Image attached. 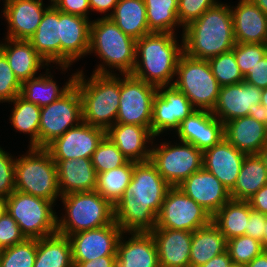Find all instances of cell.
Segmentation results:
<instances>
[{
    "label": "cell",
    "mask_w": 267,
    "mask_h": 267,
    "mask_svg": "<svg viewBox=\"0 0 267 267\" xmlns=\"http://www.w3.org/2000/svg\"><path fill=\"white\" fill-rule=\"evenodd\" d=\"M171 186L150 161L134 162L129 186L114 205V220L124 233L151 232Z\"/></svg>",
    "instance_id": "6da1fadb"
},
{
    "label": "cell",
    "mask_w": 267,
    "mask_h": 267,
    "mask_svg": "<svg viewBox=\"0 0 267 267\" xmlns=\"http://www.w3.org/2000/svg\"><path fill=\"white\" fill-rule=\"evenodd\" d=\"M231 9L218 2L183 28V52L192 58L208 60L231 51L236 43Z\"/></svg>",
    "instance_id": "7a4b0ae2"
},
{
    "label": "cell",
    "mask_w": 267,
    "mask_h": 267,
    "mask_svg": "<svg viewBox=\"0 0 267 267\" xmlns=\"http://www.w3.org/2000/svg\"><path fill=\"white\" fill-rule=\"evenodd\" d=\"M82 72H76L74 82L82 101V121L107 130L116 123L121 97L120 78L102 64L89 80Z\"/></svg>",
    "instance_id": "3957f363"
},
{
    "label": "cell",
    "mask_w": 267,
    "mask_h": 267,
    "mask_svg": "<svg viewBox=\"0 0 267 267\" xmlns=\"http://www.w3.org/2000/svg\"><path fill=\"white\" fill-rule=\"evenodd\" d=\"M183 53V43L178 46L174 34L150 32L136 40V61L131 74L156 87L170 86Z\"/></svg>",
    "instance_id": "277c9868"
},
{
    "label": "cell",
    "mask_w": 267,
    "mask_h": 267,
    "mask_svg": "<svg viewBox=\"0 0 267 267\" xmlns=\"http://www.w3.org/2000/svg\"><path fill=\"white\" fill-rule=\"evenodd\" d=\"M60 198L67 212V217L57 218V233L63 236L100 228L115 221L114 206L96 190L73 192Z\"/></svg>",
    "instance_id": "5b68a950"
},
{
    "label": "cell",
    "mask_w": 267,
    "mask_h": 267,
    "mask_svg": "<svg viewBox=\"0 0 267 267\" xmlns=\"http://www.w3.org/2000/svg\"><path fill=\"white\" fill-rule=\"evenodd\" d=\"M15 190L54 202L61 196L57 164L45 148L30 147L15 159Z\"/></svg>",
    "instance_id": "8992f818"
},
{
    "label": "cell",
    "mask_w": 267,
    "mask_h": 267,
    "mask_svg": "<svg viewBox=\"0 0 267 267\" xmlns=\"http://www.w3.org/2000/svg\"><path fill=\"white\" fill-rule=\"evenodd\" d=\"M95 51L103 63L131 74L136 61V40L125 34L109 17L91 22L89 53Z\"/></svg>",
    "instance_id": "52a82bcc"
},
{
    "label": "cell",
    "mask_w": 267,
    "mask_h": 267,
    "mask_svg": "<svg viewBox=\"0 0 267 267\" xmlns=\"http://www.w3.org/2000/svg\"><path fill=\"white\" fill-rule=\"evenodd\" d=\"M175 75L178 78L171 82L172 85L188 98L195 109L213 111L221 86L207 60L192 58L183 53Z\"/></svg>",
    "instance_id": "ba28073f"
},
{
    "label": "cell",
    "mask_w": 267,
    "mask_h": 267,
    "mask_svg": "<svg viewBox=\"0 0 267 267\" xmlns=\"http://www.w3.org/2000/svg\"><path fill=\"white\" fill-rule=\"evenodd\" d=\"M53 203L15 190L7 197V212L18 223L27 239H41L57 233Z\"/></svg>",
    "instance_id": "9c48e42d"
},
{
    "label": "cell",
    "mask_w": 267,
    "mask_h": 267,
    "mask_svg": "<svg viewBox=\"0 0 267 267\" xmlns=\"http://www.w3.org/2000/svg\"><path fill=\"white\" fill-rule=\"evenodd\" d=\"M181 143L173 146L165 142L151 148L150 161L171 187L178 186L203 167V152L191 143Z\"/></svg>",
    "instance_id": "30bf717a"
},
{
    "label": "cell",
    "mask_w": 267,
    "mask_h": 267,
    "mask_svg": "<svg viewBox=\"0 0 267 267\" xmlns=\"http://www.w3.org/2000/svg\"><path fill=\"white\" fill-rule=\"evenodd\" d=\"M79 122H82V101L77 86L73 84L55 102L41 107L39 148H45L68 129L78 126Z\"/></svg>",
    "instance_id": "8fae6325"
},
{
    "label": "cell",
    "mask_w": 267,
    "mask_h": 267,
    "mask_svg": "<svg viewBox=\"0 0 267 267\" xmlns=\"http://www.w3.org/2000/svg\"><path fill=\"white\" fill-rule=\"evenodd\" d=\"M212 222V216L178 186L171 187L157 215L155 228L194 232Z\"/></svg>",
    "instance_id": "7c38bea8"
},
{
    "label": "cell",
    "mask_w": 267,
    "mask_h": 267,
    "mask_svg": "<svg viewBox=\"0 0 267 267\" xmlns=\"http://www.w3.org/2000/svg\"><path fill=\"white\" fill-rule=\"evenodd\" d=\"M123 76L124 79L120 78L121 97L116 123L151 127L153 100L157 87L132 74Z\"/></svg>",
    "instance_id": "4fadbf2b"
},
{
    "label": "cell",
    "mask_w": 267,
    "mask_h": 267,
    "mask_svg": "<svg viewBox=\"0 0 267 267\" xmlns=\"http://www.w3.org/2000/svg\"><path fill=\"white\" fill-rule=\"evenodd\" d=\"M106 136V130L84 123L68 129L55 138L45 149L53 160L92 158L98 145Z\"/></svg>",
    "instance_id": "5bb4252c"
},
{
    "label": "cell",
    "mask_w": 267,
    "mask_h": 267,
    "mask_svg": "<svg viewBox=\"0 0 267 267\" xmlns=\"http://www.w3.org/2000/svg\"><path fill=\"white\" fill-rule=\"evenodd\" d=\"M122 234L124 232L114 221L100 228L69 235L72 261H92L102 256H116Z\"/></svg>",
    "instance_id": "9a60e30c"
},
{
    "label": "cell",
    "mask_w": 267,
    "mask_h": 267,
    "mask_svg": "<svg viewBox=\"0 0 267 267\" xmlns=\"http://www.w3.org/2000/svg\"><path fill=\"white\" fill-rule=\"evenodd\" d=\"M166 87H157L153 100L151 132L154 137L165 130L176 129L177 131L180 123L196 110L177 88L173 85Z\"/></svg>",
    "instance_id": "2e32d148"
},
{
    "label": "cell",
    "mask_w": 267,
    "mask_h": 267,
    "mask_svg": "<svg viewBox=\"0 0 267 267\" xmlns=\"http://www.w3.org/2000/svg\"><path fill=\"white\" fill-rule=\"evenodd\" d=\"M90 25L88 18L60 11V66L63 70L89 53Z\"/></svg>",
    "instance_id": "e0dca14e"
},
{
    "label": "cell",
    "mask_w": 267,
    "mask_h": 267,
    "mask_svg": "<svg viewBox=\"0 0 267 267\" xmlns=\"http://www.w3.org/2000/svg\"><path fill=\"white\" fill-rule=\"evenodd\" d=\"M176 132L180 142L191 143L204 152L224 139V124L211 111L196 109Z\"/></svg>",
    "instance_id": "ac0fdd59"
},
{
    "label": "cell",
    "mask_w": 267,
    "mask_h": 267,
    "mask_svg": "<svg viewBox=\"0 0 267 267\" xmlns=\"http://www.w3.org/2000/svg\"><path fill=\"white\" fill-rule=\"evenodd\" d=\"M178 187L211 216L231 199L230 191L204 167L192 173Z\"/></svg>",
    "instance_id": "d6986e66"
},
{
    "label": "cell",
    "mask_w": 267,
    "mask_h": 267,
    "mask_svg": "<svg viewBox=\"0 0 267 267\" xmlns=\"http://www.w3.org/2000/svg\"><path fill=\"white\" fill-rule=\"evenodd\" d=\"M262 90L245 81L221 86L212 114L223 124L249 116V108L261 103Z\"/></svg>",
    "instance_id": "ffe728a7"
},
{
    "label": "cell",
    "mask_w": 267,
    "mask_h": 267,
    "mask_svg": "<svg viewBox=\"0 0 267 267\" xmlns=\"http://www.w3.org/2000/svg\"><path fill=\"white\" fill-rule=\"evenodd\" d=\"M43 0H5L3 15L8 26L7 38L29 40L36 32L45 11Z\"/></svg>",
    "instance_id": "44dd1931"
},
{
    "label": "cell",
    "mask_w": 267,
    "mask_h": 267,
    "mask_svg": "<svg viewBox=\"0 0 267 267\" xmlns=\"http://www.w3.org/2000/svg\"><path fill=\"white\" fill-rule=\"evenodd\" d=\"M245 157L246 154L224 138L203 152V167L231 191L236 184Z\"/></svg>",
    "instance_id": "7402d4cb"
},
{
    "label": "cell",
    "mask_w": 267,
    "mask_h": 267,
    "mask_svg": "<svg viewBox=\"0 0 267 267\" xmlns=\"http://www.w3.org/2000/svg\"><path fill=\"white\" fill-rule=\"evenodd\" d=\"M153 236L160 267H190L192 232L154 228Z\"/></svg>",
    "instance_id": "603a6c76"
},
{
    "label": "cell",
    "mask_w": 267,
    "mask_h": 267,
    "mask_svg": "<svg viewBox=\"0 0 267 267\" xmlns=\"http://www.w3.org/2000/svg\"><path fill=\"white\" fill-rule=\"evenodd\" d=\"M106 136L130 161L145 162L150 160L151 149L146 146V143L149 141L153 143L151 139L154 140L151 127L115 123L106 130Z\"/></svg>",
    "instance_id": "cb8c5ba5"
},
{
    "label": "cell",
    "mask_w": 267,
    "mask_h": 267,
    "mask_svg": "<svg viewBox=\"0 0 267 267\" xmlns=\"http://www.w3.org/2000/svg\"><path fill=\"white\" fill-rule=\"evenodd\" d=\"M236 43H267V15L251 0L231 10Z\"/></svg>",
    "instance_id": "d4e9b609"
},
{
    "label": "cell",
    "mask_w": 267,
    "mask_h": 267,
    "mask_svg": "<svg viewBox=\"0 0 267 267\" xmlns=\"http://www.w3.org/2000/svg\"><path fill=\"white\" fill-rule=\"evenodd\" d=\"M224 138L246 155H257L267 143L266 124L244 116L224 124Z\"/></svg>",
    "instance_id": "484cf974"
},
{
    "label": "cell",
    "mask_w": 267,
    "mask_h": 267,
    "mask_svg": "<svg viewBox=\"0 0 267 267\" xmlns=\"http://www.w3.org/2000/svg\"><path fill=\"white\" fill-rule=\"evenodd\" d=\"M129 240L117 245L116 267H160L151 232H130Z\"/></svg>",
    "instance_id": "4316f807"
},
{
    "label": "cell",
    "mask_w": 267,
    "mask_h": 267,
    "mask_svg": "<svg viewBox=\"0 0 267 267\" xmlns=\"http://www.w3.org/2000/svg\"><path fill=\"white\" fill-rule=\"evenodd\" d=\"M57 164L58 183L61 196L73 193L94 191L97 173L89 158L53 160Z\"/></svg>",
    "instance_id": "83f0119b"
},
{
    "label": "cell",
    "mask_w": 267,
    "mask_h": 267,
    "mask_svg": "<svg viewBox=\"0 0 267 267\" xmlns=\"http://www.w3.org/2000/svg\"><path fill=\"white\" fill-rule=\"evenodd\" d=\"M29 41L44 59L45 65L48 66L50 62L60 65V10L52 4V1Z\"/></svg>",
    "instance_id": "f1b7e54d"
},
{
    "label": "cell",
    "mask_w": 267,
    "mask_h": 267,
    "mask_svg": "<svg viewBox=\"0 0 267 267\" xmlns=\"http://www.w3.org/2000/svg\"><path fill=\"white\" fill-rule=\"evenodd\" d=\"M7 44H0V51L5 55L10 68L22 83L35 78V74L44 59L37 53L29 40H17L5 38Z\"/></svg>",
    "instance_id": "f546056e"
},
{
    "label": "cell",
    "mask_w": 267,
    "mask_h": 267,
    "mask_svg": "<svg viewBox=\"0 0 267 267\" xmlns=\"http://www.w3.org/2000/svg\"><path fill=\"white\" fill-rule=\"evenodd\" d=\"M227 240L211 222L192 232L190 267H200L226 251Z\"/></svg>",
    "instance_id": "4dcf8cb0"
},
{
    "label": "cell",
    "mask_w": 267,
    "mask_h": 267,
    "mask_svg": "<svg viewBox=\"0 0 267 267\" xmlns=\"http://www.w3.org/2000/svg\"><path fill=\"white\" fill-rule=\"evenodd\" d=\"M109 18L135 40L151 32L148 28L144 0H119Z\"/></svg>",
    "instance_id": "1f68e13d"
},
{
    "label": "cell",
    "mask_w": 267,
    "mask_h": 267,
    "mask_svg": "<svg viewBox=\"0 0 267 267\" xmlns=\"http://www.w3.org/2000/svg\"><path fill=\"white\" fill-rule=\"evenodd\" d=\"M251 211L248 201L230 199L212 216V223L229 240L245 235Z\"/></svg>",
    "instance_id": "d6a6232c"
},
{
    "label": "cell",
    "mask_w": 267,
    "mask_h": 267,
    "mask_svg": "<svg viewBox=\"0 0 267 267\" xmlns=\"http://www.w3.org/2000/svg\"><path fill=\"white\" fill-rule=\"evenodd\" d=\"M267 184V170L259 155H246L236 184L230 191L234 200L248 201L261 187Z\"/></svg>",
    "instance_id": "836d02e7"
},
{
    "label": "cell",
    "mask_w": 267,
    "mask_h": 267,
    "mask_svg": "<svg viewBox=\"0 0 267 267\" xmlns=\"http://www.w3.org/2000/svg\"><path fill=\"white\" fill-rule=\"evenodd\" d=\"M71 244L68 236L59 233L37 239L33 267H73Z\"/></svg>",
    "instance_id": "e575fe53"
},
{
    "label": "cell",
    "mask_w": 267,
    "mask_h": 267,
    "mask_svg": "<svg viewBox=\"0 0 267 267\" xmlns=\"http://www.w3.org/2000/svg\"><path fill=\"white\" fill-rule=\"evenodd\" d=\"M42 75L22 82L20 96L28 102L43 107L55 102L74 84L76 73L59 89L50 75Z\"/></svg>",
    "instance_id": "d590c367"
},
{
    "label": "cell",
    "mask_w": 267,
    "mask_h": 267,
    "mask_svg": "<svg viewBox=\"0 0 267 267\" xmlns=\"http://www.w3.org/2000/svg\"><path fill=\"white\" fill-rule=\"evenodd\" d=\"M134 170V161H128L118 168L97 174L96 191L113 206L122 198L129 186Z\"/></svg>",
    "instance_id": "8d00e7d4"
},
{
    "label": "cell",
    "mask_w": 267,
    "mask_h": 267,
    "mask_svg": "<svg viewBox=\"0 0 267 267\" xmlns=\"http://www.w3.org/2000/svg\"><path fill=\"white\" fill-rule=\"evenodd\" d=\"M14 109L11 115L12 126L15 130L30 134V147L39 148V124L41 107L26 101L18 95L13 101Z\"/></svg>",
    "instance_id": "74e56055"
},
{
    "label": "cell",
    "mask_w": 267,
    "mask_h": 267,
    "mask_svg": "<svg viewBox=\"0 0 267 267\" xmlns=\"http://www.w3.org/2000/svg\"><path fill=\"white\" fill-rule=\"evenodd\" d=\"M148 28L151 32L174 34L178 20V0H144Z\"/></svg>",
    "instance_id": "f35d334b"
},
{
    "label": "cell",
    "mask_w": 267,
    "mask_h": 267,
    "mask_svg": "<svg viewBox=\"0 0 267 267\" xmlns=\"http://www.w3.org/2000/svg\"><path fill=\"white\" fill-rule=\"evenodd\" d=\"M37 239L23 242L0 250V267H33L36 259Z\"/></svg>",
    "instance_id": "ab89813d"
},
{
    "label": "cell",
    "mask_w": 267,
    "mask_h": 267,
    "mask_svg": "<svg viewBox=\"0 0 267 267\" xmlns=\"http://www.w3.org/2000/svg\"><path fill=\"white\" fill-rule=\"evenodd\" d=\"M207 61L220 86L232 85L244 81V76L237 65L233 50L221 53Z\"/></svg>",
    "instance_id": "60d3db41"
},
{
    "label": "cell",
    "mask_w": 267,
    "mask_h": 267,
    "mask_svg": "<svg viewBox=\"0 0 267 267\" xmlns=\"http://www.w3.org/2000/svg\"><path fill=\"white\" fill-rule=\"evenodd\" d=\"M91 160L97 174L118 168L129 161L107 136L100 142Z\"/></svg>",
    "instance_id": "b9f144b4"
},
{
    "label": "cell",
    "mask_w": 267,
    "mask_h": 267,
    "mask_svg": "<svg viewBox=\"0 0 267 267\" xmlns=\"http://www.w3.org/2000/svg\"><path fill=\"white\" fill-rule=\"evenodd\" d=\"M226 251L232 263L247 265L264 250L260 241L250 236L242 235L227 240Z\"/></svg>",
    "instance_id": "7bdbcfd3"
},
{
    "label": "cell",
    "mask_w": 267,
    "mask_h": 267,
    "mask_svg": "<svg viewBox=\"0 0 267 267\" xmlns=\"http://www.w3.org/2000/svg\"><path fill=\"white\" fill-rule=\"evenodd\" d=\"M240 72L244 76L267 54V43H235L232 49Z\"/></svg>",
    "instance_id": "ee69618b"
},
{
    "label": "cell",
    "mask_w": 267,
    "mask_h": 267,
    "mask_svg": "<svg viewBox=\"0 0 267 267\" xmlns=\"http://www.w3.org/2000/svg\"><path fill=\"white\" fill-rule=\"evenodd\" d=\"M22 83L9 66L7 58L0 51V102L13 101L20 95Z\"/></svg>",
    "instance_id": "f6af8a7d"
},
{
    "label": "cell",
    "mask_w": 267,
    "mask_h": 267,
    "mask_svg": "<svg viewBox=\"0 0 267 267\" xmlns=\"http://www.w3.org/2000/svg\"><path fill=\"white\" fill-rule=\"evenodd\" d=\"M217 3L216 0H178V20L180 25L185 28Z\"/></svg>",
    "instance_id": "bcb514c9"
},
{
    "label": "cell",
    "mask_w": 267,
    "mask_h": 267,
    "mask_svg": "<svg viewBox=\"0 0 267 267\" xmlns=\"http://www.w3.org/2000/svg\"><path fill=\"white\" fill-rule=\"evenodd\" d=\"M15 191V159L0 147V197Z\"/></svg>",
    "instance_id": "7dc6e473"
},
{
    "label": "cell",
    "mask_w": 267,
    "mask_h": 267,
    "mask_svg": "<svg viewBox=\"0 0 267 267\" xmlns=\"http://www.w3.org/2000/svg\"><path fill=\"white\" fill-rule=\"evenodd\" d=\"M25 239L18 223L8 212L0 217V250L21 243Z\"/></svg>",
    "instance_id": "c3c4849f"
},
{
    "label": "cell",
    "mask_w": 267,
    "mask_h": 267,
    "mask_svg": "<svg viewBox=\"0 0 267 267\" xmlns=\"http://www.w3.org/2000/svg\"><path fill=\"white\" fill-rule=\"evenodd\" d=\"M244 81L261 90L267 88V54L244 75Z\"/></svg>",
    "instance_id": "681fc988"
},
{
    "label": "cell",
    "mask_w": 267,
    "mask_h": 267,
    "mask_svg": "<svg viewBox=\"0 0 267 267\" xmlns=\"http://www.w3.org/2000/svg\"><path fill=\"white\" fill-rule=\"evenodd\" d=\"M52 4L61 12L87 17L91 10L89 0H51Z\"/></svg>",
    "instance_id": "f907efd6"
},
{
    "label": "cell",
    "mask_w": 267,
    "mask_h": 267,
    "mask_svg": "<svg viewBox=\"0 0 267 267\" xmlns=\"http://www.w3.org/2000/svg\"><path fill=\"white\" fill-rule=\"evenodd\" d=\"M266 215L252 210L249 215L246 236H250L262 242L265 229Z\"/></svg>",
    "instance_id": "816d5d0a"
},
{
    "label": "cell",
    "mask_w": 267,
    "mask_h": 267,
    "mask_svg": "<svg viewBox=\"0 0 267 267\" xmlns=\"http://www.w3.org/2000/svg\"><path fill=\"white\" fill-rule=\"evenodd\" d=\"M248 203L252 210L267 215V184L250 197Z\"/></svg>",
    "instance_id": "f5cc1de1"
},
{
    "label": "cell",
    "mask_w": 267,
    "mask_h": 267,
    "mask_svg": "<svg viewBox=\"0 0 267 267\" xmlns=\"http://www.w3.org/2000/svg\"><path fill=\"white\" fill-rule=\"evenodd\" d=\"M73 267H116V256H102L92 261H73Z\"/></svg>",
    "instance_id": "db71d44e"
},
{
    "label": "cell",
    "mask_w": 267,
    "mask_h": 267,
    "mask_svg": "<svg viewBox=\"0 0 267 267\" xmlns=\"http://www.w3.org/2000/svg\"><path fill=\"white\" fill-rule=\"evenodd\" d=\"M119 0H89V5L92 11H97L100 13L108 12L110 9L113 11L105 17H110L114 12L115 6Z\"/></svg>",
    "instance_id": "11a10c76"
},
{
    "label": "cell",
    "mask_w": 267,
    "mask_h": 267,
    "mask_svg": "<svg viewBox=\"0 0 267 267\" xmlns=\"http://www.w3.org/2000/svg\"><path fill=\"white\" fill-rule=\"evenodd\" d=\"M232 263L231 258L227 251L224 253L213 257L210 261L200 267H229Z\"/></svg>",
    "instance_id": "9f6ffc18"
},
{
    "label": "cell",
    "mask_w": 267,
    "mask_h": 267,
    "mask_svg": "<svg viewBox=\"0 0 267 267\" xmlns=\"http://www.w3.org/2000/svg\"><path fill=\"white\" fill-rule=\"evenodd\" d=\"M249 116L253 117L255 120L266 124L267 127V111L266 108L261 105H253L249 108Z\"/></svg>",
    "instance_id": "6f0895ef"
},
{
    "label": "cell",
    "mask_w": 267,
    "mask_h": 267,
    "mask_svg": "<svg viewBox=\"0 0 267 267\" xmlns=\"http://www.w3.org/2000/svg\"><path fill=\"white\" fill-rule=\"evenodd\" d=\"M246 267H267V252L263 251L249 262Z\"/></svg>",
    "instance_id": "680465c9"
},
{
    "label": "cell",
    "mask_w": 267,
    "mask_h": 267,
    "mask_svg": "<svg viewBox=\"0 0 267 267\" xmlns=\"http://www.w3.org/2000/svg\"><path fill=\"white\" fill-rule=\"evenodd\" d=\"M258 155L263 160V163L267 170V143L261 148Z\"/></svg>",
    "instance_id": "91938a15"
},
{
    "label": "cell",
    "mask_w": 267,
    "mask_h": 267,
    "mask_svg": "<svg viewBox=\"0 0 267 267\" xmlns=\"http://www.w3.org/2000/svg\"><path fill=\"white\" fill-rule=\"evenodd\" d=\"M267 15V0H251Z\"/></svg>",
    "instance_id": "94428289"
},
{
    "label": "cell",
    "mask_w": 267,
    "mask_h": 267,
    "mask_svg": "<svg viewBox=\"0 0 267 267\" xmlns=\"http://www.w3.org/2000/svg\"><path fill=\"white\" fill-rule=\"evenodd\" d=\"M7 212V198L0 197V217Z\"/></svg>",
    "instance_id": "6125c7cd"
},
{
    "label": "cell",
    "mask_w": 267,
    "mask_h": 267,
    "mask_svg": "<svg viewBox=\"0 0 267 267\" xmlns=\"http://www.w3.org/2000/svg\"><path fill=\"white\" fill-rule=\"evenodd\" d=\"M262 247L265 252H267V215H266V220H265V229H264V235L262 239Z\"/></svg>",
    "instance_id": "be15d7a7"
},
{
    "label": "cell",
    "mask_w": 267,
    "mask_h": 267,
    "mask_svg": "<svg viewBox=\"0 0 267 267\" xmlns=\"http://www.w3.org/2000/svg\"><path fill=\"white\" fill-rule=\"evenodd\" d=\"M261 105H263L266 108L267 111V88L262 89V96H261Z\"/></svg>",
    "instance_id": "e7e4bbea"
},
{
    "label": "cell",
    "mask_w": 267,
    "mask_h": 267,
    "mask_svg": "<svg viewBox=\"0 0 267 267\" xmlns=\"http://www.w3.org/2000/svg\"><path fill=\"white\" fill-rule=\"evenodd\" d=\"M229 267H246V265H240V264H236V263H231V265Z\"/></svg>",
    "instance_id": "03108f58"
}]
</instances>
